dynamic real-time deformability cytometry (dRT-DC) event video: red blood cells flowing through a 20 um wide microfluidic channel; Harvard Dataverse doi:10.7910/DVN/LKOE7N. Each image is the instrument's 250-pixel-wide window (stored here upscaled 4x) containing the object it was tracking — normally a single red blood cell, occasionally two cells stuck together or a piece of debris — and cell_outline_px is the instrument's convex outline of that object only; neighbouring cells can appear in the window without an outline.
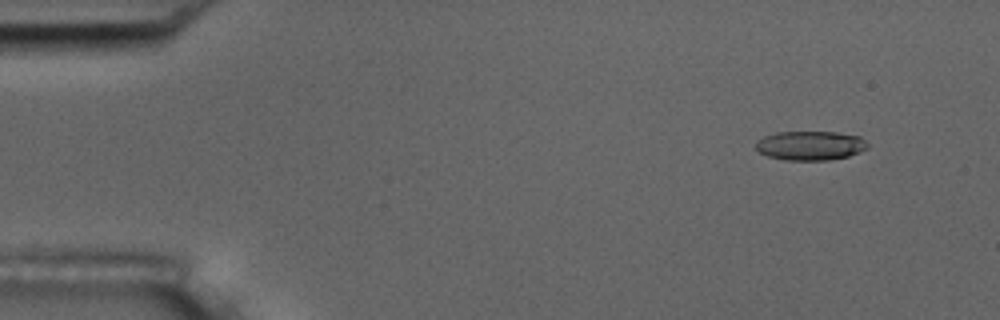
{"species": "common noctule bat (a hibernating species)", "species_latin": "Nyctalus noctula", "temperature_condition": "room temperature", "stored_images_in_passage": 4, "camera_frame_rate_fps": 3000, "um_per_image_px": 0.085, "animal": {"sex": "male", "body_mass_g": 17.5, "forearm_length_mm": 52.3}, "frame": {"image": 1, "passage_image": 1, "time_ms": 0.0, "image_size_px": [1000, 320], "cell_outline_px": [[868, 148], [860, 152], [848, 156], [828, 160], [784, 160], [768, 156], [760, 152], [756, 148], [756, 140], [764, 136], [776, 132], [836, 132], [860, 136], [868, 144]], "centroid_in_image_um": [68.88, 12.37], "position_along_channel_um": 16.1, "area_um2": 19.07}}